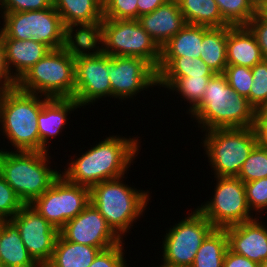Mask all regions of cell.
I'll use <instances>...</instances> for the list:
<instances>
[{
  "label": "cell",
  "instance_id": "obj_20",
  "mask_svg": "<svg viewBox=\"0 0 267 267\" xmlns=\"http://www.w3.org/2000/svg\"><path fill=\"white\" fill-rule=\"evenodd\" d=\"M81 107L74 98H55L49 99L43 106L38 115V132L41 144L50 151L52 142L57 136L62 135L69 114ZM69 117V118H68ZM61 133V134H60ZM50 140V141H49Z\"/></svg>",
  "mask_w": 267,
  "mask_h": 267
},
{
  "label": "cell",
  "instance_id": "obj_26",
  "mask_svg": "<svg viewBox=\"0 0 267 267\" xmlns=\"http://www.w3.org/2000/svg\"><path fill=\"white\" fill-rule=\"evenodd\" d=\"M100 251L97 247L69 242L59 234L45 267H89Z\"/></svg>",
  "mask_w": 267,
  "mask_h": 267
},
{
  "label": "cell",
  "instance_id": "obj_30",
  "mask_svg": "<svg viewBox=\"0 0 267 267\" xmlns=\"http://www.w3.org/2000/svg\"><path fill=\"white\" fill-rule=\"evenodd\" d=\"M227 249L225 229L215 228L198 249L191 267H223Z\"/></svg>",
  "mask_w": 267,
  "mask_h": 267
},
{
  "label": "cell",
  "instance_id": "obj_34",
  "mask_svg": "<svg viewBox=\"0 0 267 267\" xmlns=\"http://www.w3.org/2000/svg\"><path fill=\"white\" fill-rule=\"evenodd\" d=\"M244 187L251 212L257 217L264 216L267 213V177L244 183Z\"/></svg>",
  "mask_w": 267,
  "mask_h": 267
},
{
  "label": "cell",
  "instance_id": "obj_47",
  "mask_svg": "<svg viewBox=\"0 0 267 267\" xmlns=\"http://www.w3.org/2000/svg\"><path fill=\"white\" fill-rule=\"evenodd\" d=\"M256 122H267V102L256 111Z\"/></svg>",
  "mask_w": 267,
  "mask_h": 267
},
{
  "label": "cell",
  "instance_id": "obj_33",
  "mask_svg": "<svg viewBox=\"0 0 267 267\" xmlns=\"http://www.w3.org/2000/svg\"><path fill=\"white\" fill-rule=\"evenodd\" d=\"M244 183L267 177V147L260 142L253 148L237 176Z\"/></svg>",
  "mask_w": 267,
  "mask_h": 267
},
{
  "label": "cell",
  "instance_id": "obj_16",
  "mask_svg": "<svg viewBox=\"0 0 267 267\" xmlns=\"http://www.w3.org/2000/svg\"><path fill=\"white\" fill-rule=\"evenodd\" d=\"M59 234L69 242L97 247L101 251L123 241L91 203L75 218L67 221Z\"/></svg>",
  "mask_w": 267,
  "mask_h": 267
},
{
  "label": "cell",
  "instance_id": "obj_9",
  "mask_svg": "<svg viewBox=\"0 0 267 267\" xmlns=\"http://www.w3.org/2000/svg\"><path fill=\"white\" fill-rule=\"evenodd\" d=\"M1 38L34 39L51 50L64 48L65 26L54 7L39 11L3 13Z\"/></svg>",
  "mask_w": 267,
  "mask_h": 267
},
{
  "label": "cell",
  "instance_id": "obj_23",
  "mask_svg": "<svg viewBox=\"0 0 267 267\" xmlns=\"http://www.w3.org/2000/svg\"><path fill=\"white\" fill-rule=\"evenodd\" d=\"M157 87L168 89L181 77H212L215 73L203 62L201 58L188 57H160L156 70ZM165 88V89H164Z\"/></svg>",
  "mask_w": 267,
  "mask_h": 267
},
{
  "label": "cell",
  "instance_id": "obj_49",
  "mask_svg": "<svg viewBox=\"0 0 267 267\" xmlns=\"http://www.w3.org/2000/svg\"><path fill=\"white\" fill-rule=\"evenodd\" d=\"M259 267H267V259L263 260L260 264Z\"/></svg>",
  "mask_w": 267,
  "mask_h": 267
},
{
  "label": "cell",
  "instance_id": "obj_35",
  "mask_svg": "<svg viewBox=\"0 0 267 267\" xmlns=\"http://www.w3.org/2000/svg\"><path fill=\"white\" fill-rule=\"evenodd\" d=\"M224 75L231 88L246 97L250 103V90L253 84L251 68L239 65H227Z\"/></svg>",
  "mask_w": 267,
  "mask_h": 267
},
{
  "label": "cell",
  "instance_id": "obj_28",
  "mask_svg": "<svg viewBox=\"0 0 267 267\" xmlns=\"http://www.w3.org/2000/svg\"><path fill=\"white\" fill-rule=\"evenodd\" d=\"M203 38V26L185 24L164 46L160 48V57L200 58Z\"/></svg>",
  "mask_w": 267,
  "mask_h": 267
},
{
  "label": "cell",
  "instance_id": "obj_36",
  "mask_svg": "<svg viewBox=\"0 0 267 267\" xmlns=\"http://www.w3.org/2000/svg\"><path fill=\"white\" fill-rule=\"evenodd\" d=\"M253 84L250 90V104L257 111L267 102V59L251 68Z\"/></svg>",
  "mask_w": 267,
  "mask_h": 267
},
{
  "label": "cell",
  "instance_id": "obj_21",
  "mask_svg": "<svg viewBox=\"0 0 267 267\" xmlns=\"http://www.w3.org/2000/svg\"><path fill=\"white\" fill-rule=\"evenodd\" d=\"M64 49L74 59L102 54V21L65 26Z\"/></svg>",
  "mask_w": 267,
  "mask_h": 267
},
{
  "label": "cell",
  "instance_id": "obj_51",
  "mask_svg": "<svg viewBox=\"0 0 267 267\" xmlns=\"http://www.w3.org/2000/svg\"><path fill=\"white\" fill-rule=\"evenodd\" d=\"M256 4H258L261 0H253Z\"/></svg>",
  "mask_w": 267,
  "mask_h": 267
},
{
  "label": "cell",
  "instance_id": "obj_3",
  "mask_svg": "<svg viewBox=\"0 0 267 267\" xmlns=\"http://www.w3.org/2000/svg\"><path fill=\"white\" fill-rule=\"evenodd\" d=\"M200 132L217 128L256 126V110L248 99L234 91L224 74L208 81L201 102L189 113Z\"/></svg>",
  "mask_w": 267,
  "mask_h": 267
},
{
  "label": "cell",
  "instance_id": "obj_44",
  "mask_svg": "<svg viewBox=\"0 0 267 267\" xmlns=\"http://www.w3.org/2000/svg\"><path fill=\"white\" fill-rule=\"evenodd\" d=\"M14 84L10 81L3 65V46L0 32V90L12 87Z\"/></svg>",
  "mask_w": 267,
  "mask_h": 267
},
{
  "label": "cell",
  "instance_id": "obj_40",
  "mask_svg": "<svg viewBox=\"0 0 267 267\" xmlns=\"http://www.w3.org/2000/svg\"><path fill=\"white\" fill-rule=\"evenodd\" d=\"M53 7V0H2L3 13L39 11Z\"/></svg>",
  "mask_w": 267,
  "mask_h": 267
},
{
  "label": "cell",
  "instance_id": "obj_22",
  "mask_svg": "<svg viewBox=\"0 0 267 267\" xmlns=\"http://www.w3.org/2000/svg\"><path fill=\"white\" fill-rule=\"evenodd\" d=\"M264 59L255 36L246 25L228 26V65L252 68Z\"/></svg>",
  "mask_w": 267,
  "mask_h": 267
},
{
  "label": "cell",
  "instance_id": "obj_31",
  "mask_svg": "<svg viewBox=\"0 0 267 267\" xmlns=\"http://www.w3.org/2000/svg\"><path fill=\"white\" fill-rule=\"evenodd\" d=\"M211 77H181L178 78L166 91H171L177 98L181 97L188 103L186 113L189 114L202 100L208 81Z\"/></svg>",
  "mask_w": 267,
  "mask_h": 267
},
{
  "label": "cell",
  "instance_id": "obj_45",
  "mask_svg": "<svg viewBox=\"0 0 267 267\" xmlns=\"http://www.w3.org/2000/svg\"><path fill=\"white\" fill-rule=\"evenodd\" d=\"M259 134V142L267 147V122H256L255 126Z\"/></svg>",
  "mask_w": 267,
  "mask_h": 267
},
{
  "label": "cell",
  "instance_id": "obj_38",
  "mask_svg": "<svg viewBox=\"0 0 267 267\" xmlns=\"http://www.w3.org/2000/svg\"><path fill=\"white\" fill-rule=\"evenodd\" d=\"M23 206V202L0 174V220H10Z\"/></svg>",
  "mask_w": 267,
  "mask_h": 267
},
{
  "label": "cell",
  "instance_id": "obj_18",
  "mask_svg": "<svg viewBox=\"0 0 267 267\" xmlns=\"http://www.w3.org/2000/svg\"><path fill=\"white\" fill-rule=\"evenodd\" d=\"M3 46V65L8 78L16 84L51 49L34 39L17 40L1 38Z\"/></svg>",
  "mask_w": 267,
  "mask_h": 267
},
{
  "label": "cell",
  "instance_id": "obj_50",
  "mask_svg": "<svg viewBox=\"0 0 267 267\" xmlns=\"http://www.w3.org/2000/svg\"><path fill=\"white\" fill-rule=\"evenodd\" d=\"M152 267H173V266H152Z\"/></svg>",
  "mask_w": 267,
  "mask_h": 267
},
{
  "label": "cell",
  "instance_id": "obj_29",
  "mask_svg": "<svg viewBox=\"0 0 267 267\" xmlns=\"http://www.w3.org/2000/svg\"><path fill=\"white\" fill-rule=\"evenodd\" d=\"M186 24L206 27L230 26L215 0H177Z\"/></svg>",
  "mask_w": 267,
  "mask_h": 267
},
{
  "label": "cell",
  "instance_id": "obj_41",
  "mask_svg": "<svg viewBox=\"0 0 267 267\" xmlns=\"http://www.w3.org/2000/svg\"><path fill=\"white\" fill-rule=\"evenodd\" d=\"M258 42L263 57L267 59V21H264L257 13L246 24Z\"/></svg>",
  "mask_w": 267,
  "mask_h": 267
},
{
  "label": "cell",
  "instance_id": "obj_7",
  "mask_svg": "<svg viewBox=\"0 0 267 267\" xmlns=\"http://www.w3.org/2000/svg\"><path fill=\"white\" fill-rule=\"evenodd\" d=\"M20 90L47 98H74L75 59L64 48L51 50L16 84Z\"/></svg>",
  "mask_w": 267,
  "mask_h": 267
},
{
  "label": "cell",
  "instance_id": "obj_10",
  "mask_svg": "<svg viewBox=\"0 0 267 267\" xmlns=\"http://www.w3.org/2000/svg\"><path fill=\"white\" fill-rule=\"evenodd\" d=\"M102 39L104 54L139 57L157 70L160 48L138 20L103 19Z\"/></svg>",
  "mask_w": 267,
  "mask_h": 267
},
{
  "label": "cell",
  "instance_id": "obj_2",
  "mask_svg": "<svg viewBox=\"0 0 267 267\" xmlns=\"http://www.w3.org/2000/svg\"><path fill=\"white\" fill-rule=\"evenodd\" d=\"M50 98L20 90L15 84L0 91V134L8 148L0 150L47 152L38 132V115ZM5 136V137H4ZM13 149V150H12Z\"/></svg>",
  "mask_w": 267,
  "mask_h": 267
},
{
  "label": "cell",
  "instance_id": "obj_17",
  "mask_svg": "<svg viewBox=\"0 0 267 267\" xmlns=\"http://www.w3.org/2000/svg\"><path fill=\"white\" fill-rule=\"evenodd\" d=\"M224 229L228 237V248L232 252L258 264L267 259V224L264 217H256Z\"/></svg>",
  "mask_w": 267,
  "mask_h": 267
},
{
  "label": "cell",
  "instance_id": "obj_8",
  "mask_svg": "<svg viewBox=\"0 0 267 267\" xmlns=\"http://www.w3.org/2000/svg\"><path fill=\"white\" fill-rule=\"evenodd\" d=\"M187 217L165 229L159 266L191 267L205 238L215 229L197 209H190Z\"/></svg>",
  "mask_w": 267,
  "mask_h": 267
},
{
  "label": "cell",
  "instance_id": "obj_15",
  "mask_svg": "<svg viewBox=\"0 0 267 267\" xmlns=\"http://www.w3.org/2000/svg\"><path fill=\"white\" fill-rule=\"evenodd\" d=\"M10 220L17 226L30 256L45 267L51 260L59 231L31 205H24Z\"/></svg>",
  "mask_w": 267,
  "mask_h": 267
},
{
  "label": "cell",
  "instance_id": "obj_48",
  "mask_svg": "<svg viewBox=\"0 0 267 267\" xmlns=\"http://www.w3.org/2000/svg\"><path fill=\"white\" fill-rule=\"evenodd\" d=\"M0 18H3V10H2V0H0ZM0 31H1V26H0Z\"/></svg>",
  "mask_w": 267,
  "mask_h": 267
},
{
  "label": "cell",
  "instance_id": "obj_42",
  "mask_svg": "<svg viewBox=\"0 0 267 267\" xmlns=\"http://www.w3.org/2000/svg\"><path fill=\"white\" fill-rule=\"evenodd\" d=\"M223 267H259V264L232 252L229 248L225 253Z\"/></svg>",
  "mask_w": 267,
  "mask_h": 267
},
{
  "label": "cell",
  "instance_id": "obj_25",
  "mask_svg": "<svg viewBox=\"0 0 267 267\" xmlns=\"http://www.w3.org/2000/svg\"><path fill=\"white\" fill-rule=\"evenodd\" d=\"M228 26H203L200 58L215 73L224 74L227 67Z\"/></svg>",
  "mask_w": 267,
  "mask_h": 267
},
{
  "label": "cell",
  "instance_id": "obj_39",
  "mask_svg": "<svg viewBox=\"0 0 267 267\" xmlns=\"http://www.w3.org/2000/svg\"><path fill=\"white\" fill-rule=\"evenodd\" d=\"M125 240L121 243L100 251L89 267H128L125 253ZM125 256V257H124Z\"/></svg>",
  "mask_w": 267,
  "mask_h": 267
},
{
  "label": "cell",
  "instance_id": "obj_14",
  "mask_svg": "<svg viewBox=\"0 0 267 267\" xmlns=\"http://www.w3.org/2000/svg\"><path fill=\"white\" fill-rule=\"evenodd\" d=\"M109 55L79 57L75 59V93L74 99L84 108L102 98L112 97L109 77ZM94 103V104H93Z\"/></svg>",
  "mask_w": 267,
  "mask_h": 267
},
{
  "label": "cell",
  "instance_id": "obj_5",
  "mask_svg": "<svg viewBox=\"0 0 267 267\" xmlns=\"http://www.w3.org/2000/svg\"><path fill=\"white\" fill-rule=\"evenodd\" d=\"M49 153L0 150V174L24 205L40 197L61 175V169H53L55 161Z\"/></svg>",
  "mask_w": 267,
  "mask_h": 267
},
{
  "label": "cell",
  "instance_id": "obj_1",
  "mask_svg": "<svg viewBox=\"0 0 267 267\" xmlns=\"http://www.w3.org/2000/svg\"><path fill=\"white\" fill-rule=\"evenodd\" d=\"M105 137L85 152L72 156L76 159L67 160L69 162L61 174L69 182L90 188L100 182L127 175L129 167L140 154V137L119 134Z\"/></svg>",
  "mask_w": 267,
  "mask_h": 267
},
{
  "label": "cell",
  "instance_id": "obj_6",
  "mask_svg": "<svg viewBox=\"0 0 267 267\" xmlns=\"http://www.w3.org/2000/svg\"><path fill=\"white\" fill-rule=\"evenodd\" d=\"M200 142L214 177H237L253 148L259 143L256 127L217 128L204 132Z\"/></svg>",
  "mask_w": 267,
  "mask_h": 267
},
{
  "label": "cell",
  "instance_id": "obj_32",
  "mask_svg": "<svg viewBox=\"0 0 267 267\" xmlns=\"http://www.w3.org/2000/svg\"><path fill=\"white\" fill-rule=\"evenodd\" d=\"M223 19L231 26L246 25L256 15L253 0H215Z\"/></svg>",
  "mask_w": 267,
  "mask_h": 267
},
{
  "label": "cell",
  "instance_id": "obj_13",
  "mask_svg": "<svg viewBox=\"0 0 267 267\" xmlns=\"http://www.w3.org/2000/svg\"><path fill=\"white\" fill-rule=\"evenodd\" d=\"M109 75L112 99L121 102L157 87L156 70L139 57L109 56Z\"/></svg>",
  "mask_w": 267,
  "mask_h": 267
},
{
  "label": "cell",
  "instance_id": "obj_27",
  "mask_svg": "<svg viewBox=\"0 0 267 267\" xmlns=\"http://www.w3.org/2000/svg\"><path fill=\"white\" fill-rule=\"evenodd\" d=\"M53 7L64 26L103 21V3L99 0H53Z\"/></svg>",
  "mask_w": 267,
  "mask_h": 267
},
{
  "label": "cell",
  "instance_id": "obj_46",
  "mask_svg": "<svg viewBox=\"0 0 267 267\" xmlns=\"http://www.w3.org/2000/svg\"><path fill=\"white\" fill-rule=\"evenodd\" d=\"M256 13L267 21V0H261L256 6Z\"/></svg>",
  "mask_w": 267,
  "mask_h": 267
},
{
  "label": "cell",
  "instance_id": "obj_24",
  "mask_svg": "<svg viewBox=\"0 0 267 267\" xmlns=\"http://www.w3.org/2000/svg\"><path fill=\"white\" fill-rule=\"evenodd\" d=\"M0 263L1 267H40L30 256L11 220H0Z\"/></svg>",
  "mask_w": 267,
  "mask_h": 267
},
{
  "label": "cell",
  "instance_id": "obj_19",
  "mask_svg": "<svg viewBox=\"0 0 267 267\" xmlns=\"http://www.w3.org/2000/svg\"><path fill=\"white\" fill-rule=\"evenodd\" d=\"M138 21L159 48L164 46L186 24L177 0H169L153 12L141 15Z\"/></svg>",
  "mask_w": 267,
  "mask_h": 267
},
{
  "label": "cell",
  "instance_id": "obj_4",
  "mask_svg": "<svg viewBox=\"0 0 267 267\" xmlns=\"http://www.w3.org/2000/svg\"><path fill=\"white\" fill-rule=\"evenodd\" d=\"M125 179L127 176L103 181L89 188L90 203L122 240L130 234L135 226L133 224L143 217L152 198L150 189L144 191L129 186Z\"/></svg>",
  "mask_w": 267,
  "mask_h": 267
},
{
  "label": "cell",
  "instance_id": "obj_43",
  "mask_svg": "<svg viewBox=\"0 0 267 267\" xmlns=\"http://www.w3.org/2000/svg\"><path fill=\"white\" fill-rule=\"evenodd\" d=\"M169 0H138V18L141 15L153 12L157 7L167 3Z\"/></svg>",
  "mask_w": 267,
  "mask_h": 267
},
{
  "label": "cell",
  "instance_id": "obj_11",
  "mask_svg": "<svg viewBox=\"0 0 267 267\" xmlns=\"http://www.w3.org/2000/svg\"><path fill=\"white\" fill-rule=\"evenodd\" d=\"M213 197L196 208L214 228L226 227L250 221L257 216L251 212L245 194L244 182L238 177H214Z\"/></svg>",
  "mask_w": 267,
  "mask_h": 267
},
{
  "label": "cell",
  "instance_id": "obj_12",
  "mask_svg": "<svg viewBox=\"0 0 267 267\" xmlns=\"http://www.w3.org/2000/svg\"><path fill=\"white\" fill-rule=\"evenodd\" d=\"M90 203L89 187L69 182L62 174L30 205L58 231Z\"/></svg>",
  "mask_w": 267,
  "mask_h": 267
},
{
  "label": "cell",
  "instance_id": "obj_37",
  "mask_svg": "<svg viewBox=\"0 0 267 267\" xmlns=\"http://www.w3.org/2000/svg\"><path fill=\"white\" fill-rule=\"evenodd\" d=\"M138 0H106L103 3L104 19L138 20Z\"/></svg>",
  "mask_w": 267,
  "mask_h": 267
}]
</instances>
